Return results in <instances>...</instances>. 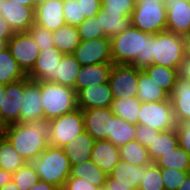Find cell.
<instances>
[{
	"label": "cell",
	"mask_w": 190,
	"mask_h": 190,
	"mask_svg": "<svg viewBox=\"0 0 190 190\" xmlns=\"http://www.w3.org/2000/svg\"><path fill=\"white\" fill-rule=\"evenodd\" d=\"M110 39L113 64H132L140 70L154 64V34L130 25L121 34Z\"/></svg>",
	"instance_id": "cell-1"
},
{
	"label": "cell",
	"mask_w": 190,
	"mask_h": 190,
	"mask_svg": "<svg viewBox=\"0 0 190 190\" xmlns=\"http://www.w3.org/2000/svg\"><path fill=\"white\" fill-rule=\"evenodd\" d=\"M50 120L36 119L6 127L5 137L26 162H33L49 146Z\"/></svg>",
	"instance_id": "cell-2"
},
{
	"label": "cell",
	"mask_w": 190,
	"mask_h": 190,
	"mask_svg": "<svg viewBox=\"0 0 190 190\" xmlns=\"http://www.w3.org/2000/svg\"><path fill=\"white\" fill-rule=\"evenodd\" d=\"M32 164L40 180L63 190L71 172V165L63 148L49 145Z\"/></svg>",
	"instance_id": "cell-3"
},
{
	"label": "cell",
	"mask_w": 190,
	"mask_h": 190,
	"mask_svg": "<svg viewBox=\"0 0 190 190\" xmlns=\"http://www.w3.org/2000/svg\"><path fill=\"white\" fill-rule=\"evenodd\" d=\"M40 94L44 118L51 120L78 109L73 88L54 82L40 81Z\"/></svg>",
	"instance_id": "cell-4"
},
{
	"label": "cell",
	"mask_w": 190,
	"mask_h": 190,
	"mask_svg": "<svg viewBox=\"0 0 190 190\" xmlns=\"http://www.w3.org/2000/svg\"><path fill=\"white\" fill-rule=\"evenodd\" d=\"M130 22L133 27L149 34L166 31L167 9L165 4L161 0H141L137 2Z\"/></svg>",
	"instance_id": "cell-5"
},
{
	"label": "cell",
	"mask_w": 190,
	"mask_h": 190,
	"mask_svg": "<svg viewBox=\"0 0 190 190\" xmlns=\"http://www.w3.org/2000/svg\"><path fill=\"white\" fill-rule=\"evenodd\" d=\"M154 64L179 69L184 59L183 36L163 31L154 34Z\"/></svg>",
	"instance_id": "cell-6"
},
{
	"label": "cell",
	"mask_w": 190,
	"mask_h": 190,
	"mask_svg": "<svg viewBox=\"0 0 190 190\" xmlns=\"http://www.w3.org/2000/svg\"><path fill=\"white\" fill-rule=\"evenodd\" d=\"M85 130L81 109L50 120L49 145L63 147Z\"/></svg>",
	"instance_id": "cell-7"
},
{
	"label": "cell",
	"mask_w": 190,
	"mask_h": 190,
	"mask_svg": "<svg viewBox=\"0 0 190 190\" xmlns=\"http://www.w3.org/2000/svg\"><path fill=\"white\" fill-rule=\"evenodd\" d=\"M108 83L113 99L136 98L138 69L132 64H113Z\"/></svg>",
	"instance_id": "cell-8"
},
{
	"label": "cell",
	"mask_w": 190,
	"mask_h": 190,
	"mask_svg": "<svg viewBox=\"0 0 190 190\" xmlns=\"http://www.w3.org/2000/svg\"><path fill=\"white\" fill-rule=\"evenodd\" d=\"M138 124L146 125L158 131L174 129L176 122L170 100L162 102H143L138 115Z\"/></svg>",
	"instance_id": "cell-9"
},
{
	"label": "cell",
	"mask_w": 190,
	"mask_h": 190,
	"mask_svg": "<svg viewBox=\"0 0 190 190\" xmlns=\"http://www.w3.org/2000/svg\"><path fill=\"white\" fill-rule=\"evenodd\" d=\"M8 49L19 68L27 76L33 69L40 50L28 32H16L8 41Z\"/></svg>",
	"instance_id": "cell-10"
},
{
	"label": "cell",
	"mask_w": 190,
	"mask_h": 190,
	"mask_svg": "<svg viewBox=\"0 0 190 190\" xmlns=\"http://www.w3.org/2000/svg\"><path fill=\"white\" fill-rule=\"evenodd\" d=\"M72 55L81 66L112 63L111 39L109 37H100L81 41Z\"/></svg>",
	"instance_id": "cell-11"
},
{
	"label": "cell",
	"mask_w": 190,
	"mask_h": 190,
	"mask_svg": "<svg viewBox=\"0 0 190 190\" xmlns=\"http://www.w3.org/2000/svg\"><path fill=\"white\" fill-rule=\"evenodd\" d=\"M24 98L20 105L19 123L34 121L44 117L40 94V81L24 78Z\"/></svg>",
	"instance_id": "cell-12"
},
{
	"label": "cell",
	"mask_w": 190,
	"mask_h": 190,
	"mask_svg": "<svg viewBox=\"0 0 190 190\" xmlns=\"http://www.w3.org/2000/svg\"><path fill=\"white\" fill-rule=\"evenodd\" d=\"M24 78L4 85V96L0 106V116L8 126L19 123L20 105L24 98Z\"/></svg>",
	"instance_id": "cell-13"
},
{
	"label": "cell",
	"mask_w": 190,
	"mask_h": 190,
	"mask_svg": "<svg viewBox=\"0 0 190 190\" xmlns=\"http://www.w3.org/2000/svg\"><path fill=\"white\" fill-rule=\"evenodd\" d=\"M1 15L14 33L27 32L35 23V7L24 6L11 0L3 2Z\"/></svg>",
	"instance_id": "cell-14"
},
{
	"label": "cell",
	"mask_w": 190,
	"mask_h": 190,
	"mask_svg": "<svg viewBox=\"0 0 190 190\" xmlns=\"http://www.w3.org/2000/svg\"><path fill=\"white\" fill-rule=\"evenodd\" d=\"M167 9L166 31L181 36L190 34V2L188 0H170L165 3Z\"/></svg>",
	"instance_id": "cell-15"
},
{
	"label": "cell",
	"mask_w": 190,
	"mask_h": 190,
	"mask_svg": "<svg viewBox=\"0 0 190 190\" xmlns=\"http://www.w3.org/2000/svg\"><path fill=\"white\" fill-rule=\"evenodd\" d=\"M84 116V127L94 139L105 140L111 127V116L113 112L110 107H97L82 110Z\"/></svg>",
	"instance_id": "cell-16"
},
{
	"label": "cell",
	"mask_w": 190,
	"mask_h": 190,
	"mask_svg": "<svg viewBox=\"0 0 190 190\" xmlns=\"http://www.w3.org/2000/svg\"><path fill=\"white\" fill-rule=\"evenodd\" d=\"M64 54L55 47L40 51L32 71L27 75L30 80L54 82L56 68Z\"/></svg>",
	"instance_id": "cell-17"
},
{
	"label": "cell",
	"mask_w": 190,
	"mask_h": 190,
	"mask_svg": "<svg viewBox=\"0 0 190 190\" xmlns=\"http://www.w3.org/2000/svg\"><path fill=\"white\" fill-rule=\"evenodd\" d=\"M77 107L87 110L97 107H110L113 101L109 83L89 85L77 93Z\"/></svg>",
	"instance_id": "cell-18"
},
{
	"label": "cell",
	"mask_w": 190,
	"mask_h": 190,
	"mask_svg": "<svg viewBox=\"0 0 190 190\" xmlns=\"http://www.w3.org/2000/svg\"><path fill=\"white\" fill-rule=\"evenodd\" d=\"M64 0H47L37 3L35 7V23L49 31H55L65 24Z\"/></svg>",
	"instance_id": "cell-19"
},
{
	"label": "cell",
	"mask_w": 190,
	"mask_h": 190,
	"mask_svg": "<svg viewBox=\"0 0 190 190\" xmlns=\"http://www.w3.org/2000/svg\"><path fill=\"white\" fill-rule=\"evenodd\" d=\"M170 101L173 106V115L176 124L185 120H190V81L177 77Z\"/></svg>",
	"instance_id": "cell-20"
},
{
	"label": "cell",
	"mask_w": 190,
	"mask_h": 190,
	"mask_svg": "<svg viewBox=\"0 0 190 190\" xmlns=\"http://www.w3.org/2000/svg\"><path fill=\"white\" fill-rule=\"evenodd\" d=\"M91 160L107 175L113 170L115 165L121 160L119 147L112 142L97 140L94 142Z\"/></svg>",
	"instance_id": "cell-21"
},
{
	"label": "cell",
	"mask_w": 190,
	"mask_h": 190,
	"mask_svg": "<svg viewBox=\"0 0 190 190\" xmlns=\"http://www.w3.org/2000/svg\"><path fill=\"white\" fill-rule=\"evenodd\" d=\"M94 142L95 139L84 130L68 144L63 146L62 148L69 159L70 165H76L91 160Z\"/></svg>",
	"instance_id": "cell-22"
},
{
	"label": "cell",
	"mask_w": 190,
	"mask_h": 190,
	"mask_svg": "<svg viewBox=\"0 0 190 190\" xmlns=\"http://www.w3.org/2000/svg\"><path fill=\"white\" fill-rule=\"evenodd\" d=\"M113 63H100L82 66L76 78V93L89 85L103 84L108 82Z\"/></svg>",
	"instance_id": "cell-23"
},
{
	"label": "cell",
	"mask_w": 190,
	"mask_h": 190,
	"mask_svg": "<svg viewBox=\"0 0 190 190\" xmlns=\"http://www.w3.org/2000/svg\"><path fill=\"white\" fill-rule=\"evenodd\" d=\"M136 97L143 102L170 100V94L162 89L144 70L138 69V91Z\"/></svg>",
	"instance_id": "cell-24"
},
{
	"label": "cell",
	"mask_w": 190,
	"mask_h": 190,
	"mask_svg": "<svg viewBox=\"0 0 190 190\" xmlns=\"http://www.w3.org/2000/svg\"><path fill=\"white\" fill-rule=\"evenodd\" d=\"M108 177L113 179V185L131 186L137 190L142 181V166L139 167L120 160Z\"/></svg>",
	"instance_id": "cell-25"
},
{
	"label": "cell",
	"mask_w": 190,
	"mask_h": 190,
	"mask_svg": "<svg viewBox=\"0 0 190 190\" xmlns=\"http://www.w3.org/2000/svg\"><path fill=\"white\" fill-rule=\"evenodd\" d=\"M176 129L159 131L147 146L148 154L152 162H156L161 156L172 151L178 146Z\"/></svg>",
	"instance_id": "cell-26"
},
{
	"label": "cell",
	"mask_w": 190,
	"mask_h": 190,
	"mask_svg": "<svg viewBox=\"0 0 190 190\" xmlns=\"http://www.w3.org/2000/svg\"><path fill=\"white\" fill-rule=\"evenodd\" d=\"M52 37L55 48L64 55L72 54L81 43L77 27L68 24H64L57 30L52 31Z\"/></svg>",
	"instance_id": "cell-27"
},
{
	"label": "cell",
	"mask_w": 190,
	"mask_h": 190,
	"mask_svg": "<svg viewBox=\"0 0 190 190\" xmlns=\"http://www.w3.org/2000/svg\"><path fill=\"white\" fill-rule=\"evenodd\" d=\"M82 66L72 54L63 55L57 64L54 83L75 88L76 78Z\"/></svg>",
	"instance_id": "cell-28"
},
{
	"label": "cell",
	"mask_w": 190,
	"mask_h": 190,
	"mask_svg": "<svg viewBox=\"0 0 190 190\" xmlns=\"http://www.w3.org/2000/svg\"><path fill=\"white\" fill-rule=\"evenodd\" d=\"M70 177L86 179L92 185L101 188L105 186L108 175L105 174L92 160L71 165Z\"/></svg>",
	"instance_id": "cell-29"
},
{
	"label": "cell",
	"mask_w": 190,
	"mask_h": 190,
	"mask_svg": "<svg viewBox=\"0 0 190 190\" xmlns=\"http://www.w3.org/2000/svg\"><path fill=\"white\" fill-rule=\"evenodd\" d=\"M135 132V124L129 123L113 114L107 140L120 147L129 141L135 140Z\"/></svg>",
	"instance_id": "cell-30"
},
{
	"label": "cell",
	"mask_w": 190,
	"mask_h": 190,
	"mask_svg": "<svg viewBox=\"0 0 190 190\" xmlns=\"http://www.w3.org/2000/svg\"><path fill=\"white\" fill-rule=\"evenodd\" d=\"M26 75L19 68L17 61L7 48L0 51V84L7 85L25 78Z\"/></svg>",
	"instance_id": "cell-31"
},
{
	"label": "cell",
	"mask_w": 190,
	"mask_h": 190,
	"mask_svg": "<svg viewBox=\"0 0 190 190\" xmlns=\"http://www.w3.org/2000/svg\"><path fill=\"white\" fill-rule=\"evenodd\" d=\"M141 104L137 97L113 99L110 108L115 116L137 125Z\"/></svg>",
	"instance_id": "cell-32"
},
{
	"label": "cell",
	"mask_w": 190,
	"mask_h": 190,
	"mask_svg": "<svg viewBox=\"0 0 190 190\" xmlns=\"http://www.w3.org/2000/svg\"><path fill=\"white\" fill-rule=\"evenodd\" d=\"M120 159L124 162L131 163L136 166H144L152 161L149 157L147 147L141 145L136 140L127 142L119 147Z\"/></svg>",
	"instance_id": "cell-33"
},
{
	"label": "cell",
	"mask_w": 190,
	"mask_h": 190,
	"mask_svg": "<svg viewBox=\"0 0 190 190\" xmlns=\"http://www.w3.org/2000/svg\"><path fill=\"white\" fill-rule=\"evenodd\" d=\"M26 163V160L12 147L6 137L0 139V169L15 173Z\"/></svg>",
	"instance_id": "cell-34"
},
{
	"label": "cell",
	"mask_w": 190,
	"mask_h": 190,
	"mask_svg": "<svg viewBox=\"0 0 190 190\" xmlns=\"http://www.w3.org/2000/svg\"><path fill=\"white\" fill-rule=\"evenodd\" d=\"M152 80L169 94L172 92L175 81L178 77V69L152 64L143 69Z\"/></svg>",
	"instance_id": "cell-35"
},
{
	"label": "cell",
	"mask_w": 190,
	"mask_h": 190,
	"mask_svg": "<svg viewBox=\"0 0 190 190\" xmlns=\"http://www.w3.org/2000/svg\"><path fill=\"white\" fill-rule=\"evenodd\" d=\"M96 18L100 21L101 30L109 38L121 34L131 25L130 17L106 14L102 10L96 15Z\"/></svg>",
	"instance_id": "cell-36"
},
{
	"label": "cell",
	"mask_w": 190,
	"mask_h": 190,
	"mask_svg": "<svg viewBox=\"0 0 190 190\" xmlns=\"http://www.w3.org/2000/svg\"><path fill=\"white\" fill-rule=\"evenodd\" d=\"M155 164L160 168H175L190 171V155L179 145L172 151L161 156Z\"/></svg>",
	"instance_id": "cell-37"
},
{
	"label": "cell",
	"mask_w": 190,
	"mask_h": 190,
	"mask_svg": "<svg viewBox=\"0 0 190 190\" xmlns=\"http://www.w3.org/2000/svg\"><path fill=\"white\" fill-rule=\"evenodd\" d=\"M141 180L137 190H165L161 168L154 162L142 166Z\"/></svg>",
	"instance_id": "cell-38"
},
{
	"label": "cell",
	"mask_w": 190,
	"mask_h": 190,
	"mask_svg": "<svg viewBox=\"0 0 190 190\" xmlns=\"http://www.w3.org/2000/svg\"><path fill=\"white\" fill-rule=\"evenodd\" d=\"M12 180L18 186L19 190H29L40 180V177L36 173L32 162H26L12 174Z\"/></svg>",
	"instance_id": "cell-39"
},
{
	"label": "cell",
	"mask_w": 190,
	"mask_h": 190,
	"mask_svg": "<svg viewBox=\"0 0 190 190\" xmlns=\"http://www.w3.org/2000/svg\"><path fill=\"white\" fill-rule=\"evenodd\" d=\"M102 11L106 14L127 16L131 18L135 8V0H101Z\"/></svg>",
	"instance_id": "cell-40"
},
{
	"label": "cell",
	"mask_w": 190,
	"mask_h": 190,
	"mask_svg": "<svg viewBox=\"0 0 190 190\" xmlns=\"http://www.w3.org/2000/svg\"><path fill=\"white\" fill-rule=\"evenodd\" d=\"M77 30L81 41L107 37L103 30H101L100 21L96 17L85 19L79 26H77Z\"/></svg>",
	"instance_id": "cell-41"
},
{
	"label": "cell",
	"mask_w": 190,
	"mask_h": 190,
	"mask_svg": "<svg viewBox=\"0 0 190 190\" xmlns=\"http://www.w3.org/2000/svg\"><path fill=\"white\" fill-rule=\"evenodd\" d=\"M27 32L31 35L40 51L55 47L52 31H49L45 27L34 23Z\"/></svg>",
	"instance_id": "cell-42"
},
{
	"label": "cell",
	"mask_w": 190,
	"mask_h": 190,
	"mask_svg": "<svg viewBox=\"0 0 190 190\" xmlns=\"http://www.w3.org/2000/svg\"><path fill=\"white\" fill-rule=\"evenodd\" d=\"M165 190H177L189 174V171H180L175 168H161Z\"/></svg>",
	"instance_id": "cell-43"
},
{
	"label": "cell",
	"mask_w": 190,
	"mask_h": 190,
	"mask_svg": "<svg viewBox=\"0 0 190 190\" xmlns=\"http://www.w3.org/2000/svg\"><path fill=\"white\" fill-rule=\"evenodd\" d=\"M65 24L79 26L85 18H81L80 2L76 0H64L63 7Z\"/></svg>",
	"instance_id": "cell-44"
},
{
	"label": "cell",
	"mask_w": 190,
	"mask_h": 190,
	"mask_svg": "<svg viewBox=\"0 0 190 190\" xmlns=\"http://www.w3.org/2000/svg\"><path fill=\"white\" fill-rule=\"evenodd\" d=\"M175 129L179 146L190 155V120L178 122Z\"/></svg>",
	"instance_id": "cell-45"
},
{
	"label": "cell",
	"mask_w": 190,
	"mask_h": 190,
	"mask_svg": "<svg viewBox=\"0 0 190 190\" xmlns=\"http://www.w3.org/2000/svg\"><path fill=\"white\" fill-rule=\"evenodd\" d=\"M80 2L81 18H93L102 10L101 0H76Z\"/></svg>",
	"instance_id": "cell-46"
},
{
	"label": "cell",
	"mask_w": 190,
	"mask_h": 190,
	"mask_svg": "<svg viewBox=\"0 0 190 190\" xmlns=\"http://www.w3.org/2000/svg\"><path fill=\"white\" fill-rule=\"evenodd\" d=\"M159 131L143 124L136 125L135 140L147 147Z\"/></svg>",
	"instance_id": "cell-47"
},
{
	"label": "cell",
	"mask_w": 190,
	"mask_h": 190,
	"mask_svg": "<svg viewBox=\"0 0 190 190\" xmlns=\"http://www.w3.org/2000/svg\"><path fill=\"white\" fill-rule=\"evenodd\" d=\"M63 190H99V188L92 185L86 179L69 177Z\"/></svg>",
	"instance_id": "cell-48"
},
{
	"label": "cell",
	"mask_w": 190,
	"mask_h": 190,
	"mask_svg": "<svg viewBox=\"0 0 190 190\" xmlns=\"http://www.w3.org/2000/svg\"><path fill=\"white\" fill-rule=\"evenodd\" d=\"M13 35L14 32L2 15H0V39H11Z\"/></svg>",
	"instance_id": "cell-49"
},
{
	"label": "cell",
	"mask_w": 190,
	"mask_h": 190,
	"mask_svg": "<svg viewBox=\"0 0 190 190\" xmlns=\"http://www.w3.org/2000/svg\"><path fill=\"white\" fill-rule=\"evenodd\" d=\"M178 77L190 81V59H183L178 69Z\"/></svg>",
	"instance_id": "cell-50"
},
{
	"label": "cell",
	"mask_w": 190,
	"mask_h": 190,
	"mask_svg": "<svg viewBox=\"0 0 190 190\" xmlns=\"http://www.w3.org/2000/svg\"><path fill=\"white\" fill-rule=\"evenodd\" d=\"M29 190H59V189L51 183L39 180Z\"/></svg>",
	"instance_id": "cell-51"
},
{
	"label": "cell",
	"mask_w": 190,
	"mask_h": 190,
	"mask_svg": "<svg viewBox=\"0 0 190 190\" xmlns=\"http://www.w3.org/2000/svg\"><path fill=\"white\" fill-rule=\"evenodd\" d=\"M105 186L109 190H134L131 186L113 185V179H110L109 177H107Z\"/></svg>",
	"instance_id": "cell-52"
},
{
	"label": "cell",
	"mask_w": 190,
	"mask_h": 190,
	"mask_svg": "<svg viewBox=\"0 0 190 190\" xmlns=\"http://www.w3.org/2000/svg\"><path fill=\"white\" fill-rule=\"evenodd\" d=\"M12 180V173L4 169H0V189L1 187Z\"/></svg>",
	"instance_id": "cell-53"
},
{
	"label": "cell",
	"mask_w": 190,
	"mask_h": 190,
	"mask_svg": "<svg viewBox=\"0 0 190 190\" xmlns=\"http://www.w3.org/2000/svg\"><path fill=\"white\" fill-rule=\"evenodd\" d=\"M184 59H190V34L183 36Z\"/></svg>",
	"instance_id": "cell-54"
},
{
	"label": "cell",
	"mask_w": 190,
	"mask_h": 190,
	"mask_svg": "<svg viewBox=\"0 0 190 190\" xmlns=\"http://www.w3.org/2000/svg\"><path fill=\"white\" fill-rule=\"evenodd\" d=\"M13 2H17L21 5L28 6V7H36V0H11Z\"/></svg>",
	"instance_id": "cell-55"
},
{
	"label": "cell",
	"mask_w": 190,
	"mask_h": 190,
	"mask_svg": "<svg viewBox=\"0 0 190 190\" xmlns=\"http://www.w3.org/2000/svg\"><path fill=\"white\" fill-rule=\"evenodd\" d=\"M177 190H190V174L187 175Z\"/></svg>",
	"instance_id": "cell-56"
},
{
	"label": "cell",
	"mask_w": 190,
	"mask_h": 190,
	"mask_svg": "<svg viewBox=\"0 0 190 190\" xmlns=\"http://www.w3.org/2000/svg\"><path fill=\"white\" fill-rule=\"evenodd\" d=\"M0 190H19L18 186L14 183L13 180H11L10 182L4 184Z\"/></svg>",
	"instance_id": "cell-57"
},
{
	"label": "cell",
	"mask_w": 190,
	"mask_h": 190,
	"mask_svg": "<svg viewBox=\"0 0 190 190\" xmlns=\"http://www.w3.org/2000/svg\"><path fill=\"white\" fill-rule=\"evenodd\" d=\"M7 125L3 122L1 116H0V137H5Z\"/></svg>",
	"instance_id": "cell-58"
},
{
	"label": "cell",
	"mask_w": 190,
	"mask_h": 190,
	"mask_svg": "<svg viewBox=\"0 0 190 190\" xmlns=\"http://www.w3.org/2000/svg\"><path fill=\"white\" fill-rule=\"evenodd\" d=\"M10 39H0V51L8 47V41Z\"/></svg>",
	"instance_id": "cell-59"
},
{
	"label": "cell",
	"mask_w": 190,
	"mask_h": 190,
	"mask_svg": "<svg viewBox=\"0 0 190 190\" xmlns=\"http://www.w3.org/2000/svg\"><path fill=\"white\" fill-rule=\"evenodd\" d=\"M3 96H4V85L0 84V106H1L2 101H3Z\"/></svg>",
	"instance_id": "cell-60"
},
{
	"label": "cell",
	"mask_w": 190,
	"mask_h": 190,
	"mask_svg": "<svg viewBox=\"0 0 190 190\" xmlns=\"http://www.w3.org/2000/svg\"><path fill=\"white\" fill-rule=\"evenodd\" d=\"M3 2H6V0H0V15L3 7Z\"/></svg>",
	"instance_id": "cell-61"
},
{
	"label": "cell",
	"mask_w": 190,
	"mask_h": 190,
	"mask_svg": "<svg viewBox=\"0 0 190 190\" xmlns=\"http://www.w3.org/2000/svg\"><path fill=\"white\" fill-rule=\"evenodd\" d=\"M99 190H109L106 186H102Z\"/></svg>",
	"instance_id": "cell-62"
},
{
	"label": "cell",
	"mask_w": 190,
	"mask_h": 190,
	"mask_svg": "<svg viewBox=\"0 0 190 190\" xmlns=\"http://www.w3.org/2000/svg\"><path fill=\"white\" fill-rule=\"evenodd\" d=\"M43 1H47V0H36L37 3H41Z\"/></svg>",
	"instance_id": "cell-63"
},
{
	"label": "cell",
	"mask_w": 190,
	"mask_h": 190,
	"mask_svg": "<svg viewBox=\"0 0 190 190\" xmlns=\"http://www.w3.org/2000/svg\"><path fill=\"white\" fill-rule=\"evenodd\" d=\"M164 4L167 3L170 0H161Z\"/></svg>",
	"instance_id": "cell-64"
}]
</instances>
